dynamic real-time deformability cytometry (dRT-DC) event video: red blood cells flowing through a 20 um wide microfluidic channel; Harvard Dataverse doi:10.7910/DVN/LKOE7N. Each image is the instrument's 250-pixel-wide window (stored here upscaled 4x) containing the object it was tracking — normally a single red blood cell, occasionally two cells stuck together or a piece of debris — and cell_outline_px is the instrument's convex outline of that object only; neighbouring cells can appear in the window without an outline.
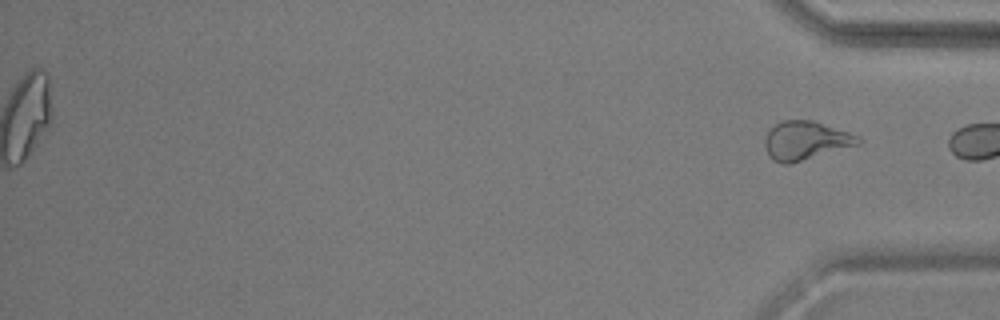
{"species": "common noctule bat (a hibernating species)", "species_latin": "Nyctalus noctula", "temperature_condition": "warm", "stored_images_in_passage": 38, "camera_frame_rate_fps": 3000, "um_per_image_px": 0.085, "animal": {"sex": "male", "body_mass_g": 17.9, "forearm_length_mm": 54.2}, "frame": {"image": 1, "passage_image": 38, "time_ms": 12.333, "image_size_px": [1000, 320], "cell_outline_px": [[864, 140], [860, 144], [788, 164], [784, 164], [772, 160], [768, 156], [764, 144], [764, 140], [768, 132], [776, 124], [784, 120], [812, 120], [860, 136]], "centroid_in_image_um": [68.48, 11.95], "position_along_channel_um": 366.7, "area_um2": 20.87}}